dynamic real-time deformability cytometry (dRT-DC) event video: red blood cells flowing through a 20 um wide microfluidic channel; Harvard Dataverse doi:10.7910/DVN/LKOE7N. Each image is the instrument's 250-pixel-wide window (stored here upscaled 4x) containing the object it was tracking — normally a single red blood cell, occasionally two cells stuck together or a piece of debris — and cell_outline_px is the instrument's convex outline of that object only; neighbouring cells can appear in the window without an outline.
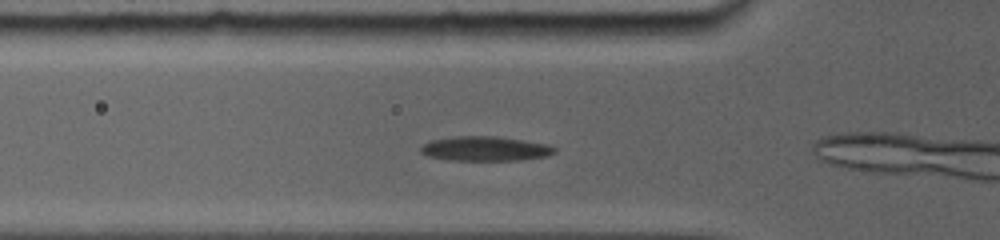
{"species": "common noctule bat (a hibernating species)", "species_latin": "Nyctalus noctula", "temperature_condition": "room temperature", "stored_images_in_passage": 29, "camera_frame_rate_fps": 5000, "um_per_image_px": 0.085, "animal": {"sex": "female", "body_mass_g": 19.0, "forearm_length_mm": 56.7}, "frame": {"image": 1, "passage_image": 2, "time_ms": 0.6, "image_size_px": [1000, 240], "cell_outline_px": [[556, 152], [548, 156], [524, 160], [448, 160], [428, 156], [420, 152], [420, 148], [428, 140], [452, 136], [496, 136], [552, 144], [556, 148]], "centroid_in_image_um": [41.27, 12.63], "position_along_channel_um": 84.5, "area_um2": 19.54}}
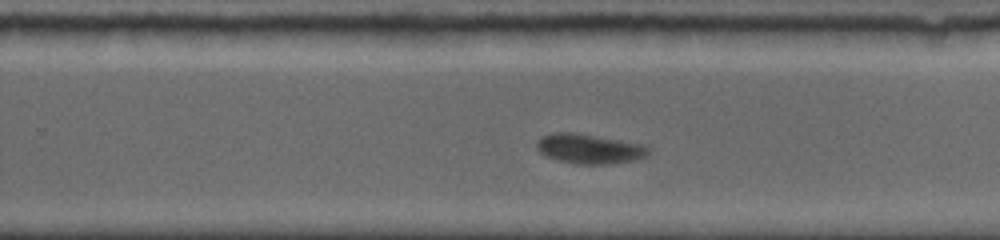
{"frame": {"image": 2, "passage_image": 15, "time_ms": 5.8, "image_size_px": [1000, 240], "cell_outline_px": [[652, 148], [648, 156], [636, 160], [608, 164], [576, 164], [556, 160], [540, 152], [536, 148], [536, 140], [540, 136], [552, 132], [568, 132], [640, 144]], "centroid_in_image_um": [50.07, 12.66], "position_along_channel_um": 279.7, "area_um2": 19.25}}
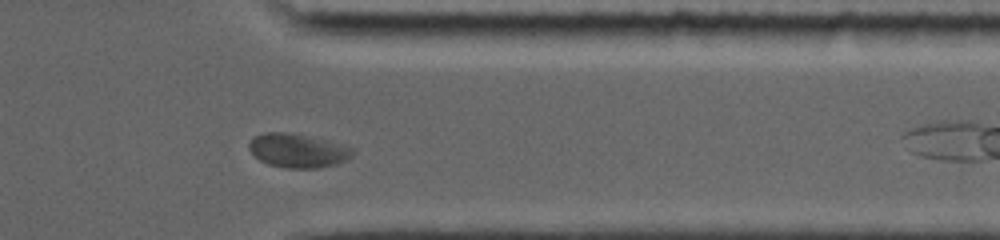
{"frame": {"image": 3, "passage_image": 23, "time_ms": 8.6, "image_size_px": [1000, 240], "cell_outline_px": [[356, 148], [352, 156], [348, 160], [336, 164], [316, 168], [284, 168], [268, 164], [260, 160], [248, 148], [248, 144], [256, 136], [264, 132], [292, 132], [344, 144]], "centroid_in_image_um": [25.37, 12.79], "position_along_channel_um": 386.0, "area_um2": 20.69}, "authors_computed_cell_mechanics": {"area_um2": 20.1144, "velocity_mm_per_s": 3.7583, "shape_relaxation_time_tau1_ms": 3.7524, "shape_relaxation_time_tau2_ms": null, "deformation_change_tau1": 0.127, "deformation_change_tau2": null}}